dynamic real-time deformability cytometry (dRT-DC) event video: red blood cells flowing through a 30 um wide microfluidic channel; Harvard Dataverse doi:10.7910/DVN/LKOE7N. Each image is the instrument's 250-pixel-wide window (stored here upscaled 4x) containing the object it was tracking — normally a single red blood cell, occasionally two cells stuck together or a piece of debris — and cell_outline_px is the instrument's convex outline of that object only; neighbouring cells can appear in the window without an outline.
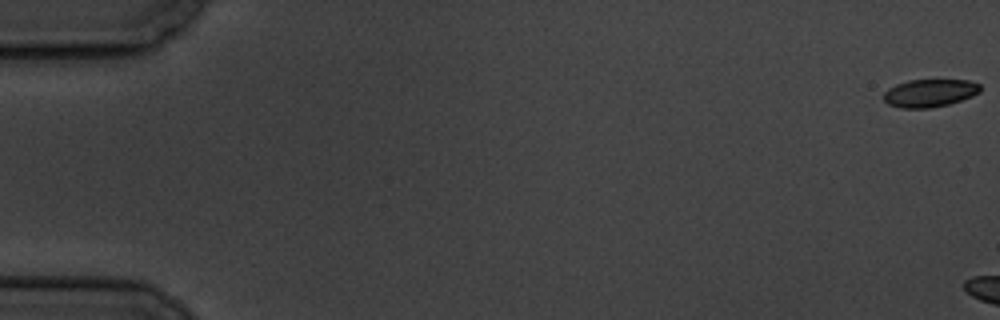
{"species": "common noctule bat (a hibernating species)", "species_latin": "Nyctalus noctula", "temperature_condition": "cold", "stored_images_in_passage": 9, "camera_frame_rate_fps": 3000, "um_per_image_px": 0.085, "animal": {"sex": "male", "body_mass_g": 19.5, "forearm_length_mm": 54.6}, "frame": {"image": 1, "passage_image": 1, "time_ms": 0.0, "image_size_px": [1000, 320], "cell_outline_px": [[980, 92], [972, 96], [948, 104], [932, 108], [900, 108], [888, 104], [884, 100], [884, 92], [888, 88], [896, 84], [908, 80], [968, 80], [980, 84]], "centroid_in_image_um": [79.01, 7.91], "position_along_channel_um": 6.0, "area_um2": 15.66}}
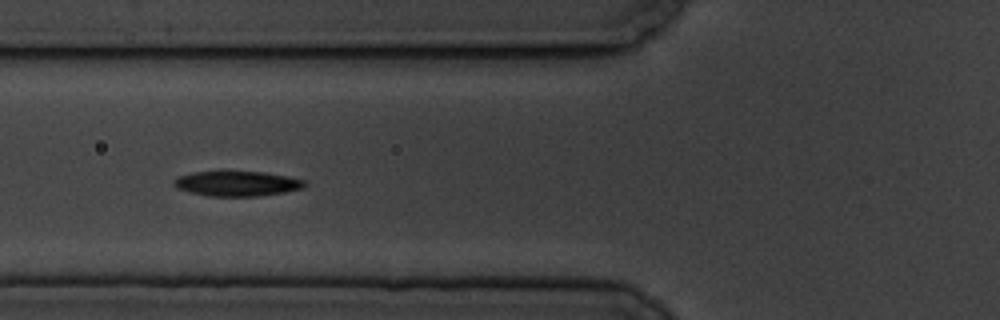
{"frame": {"image": 2, "passage_image": 8, "time_ms": 9.0, "image_size_px": [1000, 320], "cell_outline_px": [[308, 184], [304, 188], [284, 192], [256, 196], [208, 196], [188, 192], [176, 188], [172, 184], [172, 180], [176, 176], [192, 172], [264, 172], [288, 176], [308, 180]], "centroid_in_image_um": [20.14, 15.6], "position_along_channel_um": 105.7, "area_um2": 19.31}}
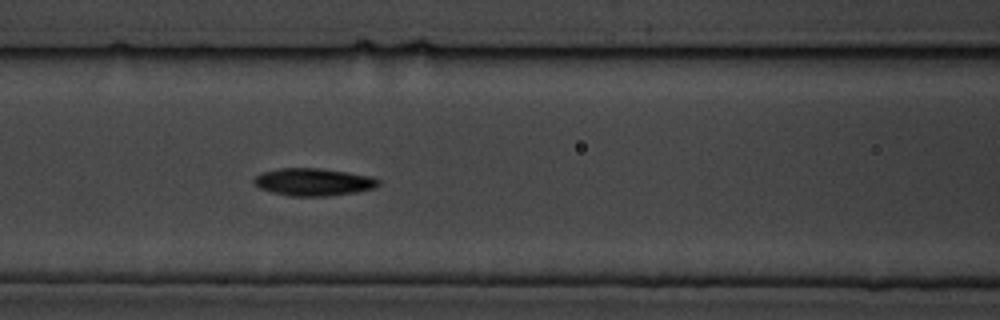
{"frame": {"image": 3, "passage_image": 9, "time_ms": 10.0, "image_size_px": [1000, 320], "cell_outline_px": [[380, 184], [376, 188], [356, 192], [328, 196], [288, 196], [272, 192], [260, 188], [252, 184], [252, 180], [260, 172], [280, 168], [320, 168], [348, 172], [372, 176], [380, 180]], "centroid_in_image_um": [26.64, 15.47], "position_along_channel_um": 140.0, "area_um2": 20.23}}